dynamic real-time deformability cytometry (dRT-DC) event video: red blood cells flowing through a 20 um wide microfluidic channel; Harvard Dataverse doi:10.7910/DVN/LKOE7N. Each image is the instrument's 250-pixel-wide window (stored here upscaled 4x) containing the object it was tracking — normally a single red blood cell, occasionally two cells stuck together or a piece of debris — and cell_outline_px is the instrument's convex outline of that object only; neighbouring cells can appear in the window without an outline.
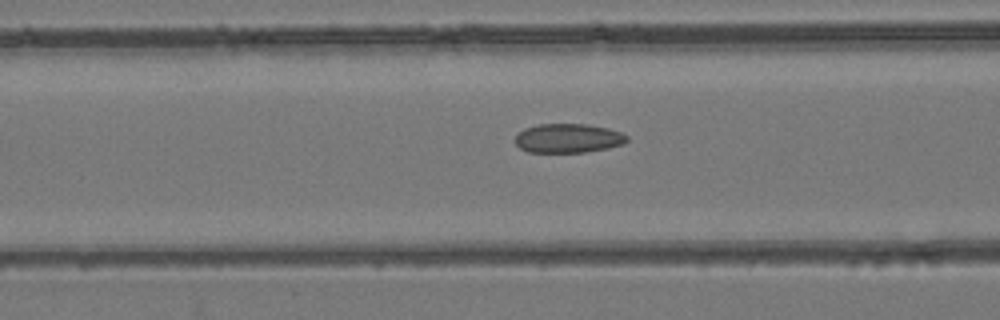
{"species": "common noctule bat (a hibernating species)", "species_latin": "Nyctalus noctula", "temperature_condition": "room temperature", "stored_images_in_passage": 44, "camera_frame_rate_fps": 3000, "um_per_image_px": 0.085, "animal": {"sex": "female", "body_mass_g": 24.6, "forearm_length_mm": 56.2}, "frame": {"image": 1, "passage_image": 13, "time_ms": 4.0, "image_size_px": [1000, 320], "cell_outline_px": [[628, 140], [624, 144], [608, 148], [584, 152], [528, 152], [520, 148], [516, 144], [516, 136], [524, 128], [540, 124], [588, 124], [608, 128], [620, 132], [628, 136]], "centroid_in_image_um": [48.31, 11.75], "position_along_channel_um": 118.3, "area_um2": 18.96}}
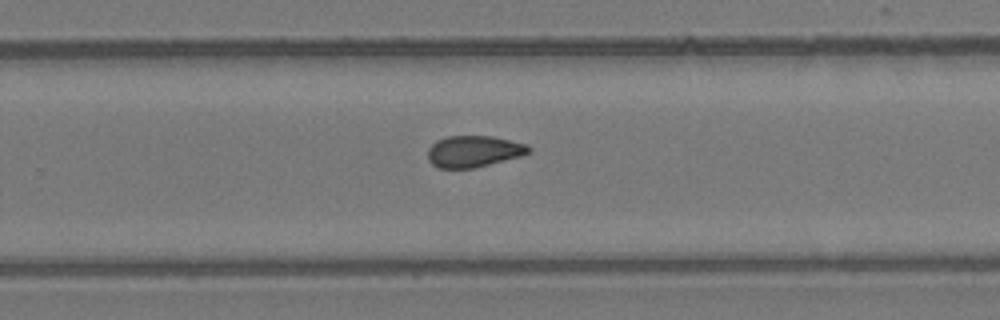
{"frame": {"image": 2, "passage_image": 26, "time_ms": 8.333, "image_size_px": [1000, 320], "cell_outline_px": [[532, 148], [528, 152], [520, 156], [476, 168], [440, 168], [432, 164], [428, 160], [428, 148], [436, 140], [444, 136], [492, 136], [528, 144]], "centroid_in_image_um": [40.25, 12.86], "position_along_channel_um": 289.6, "area_um2": 18.61}}
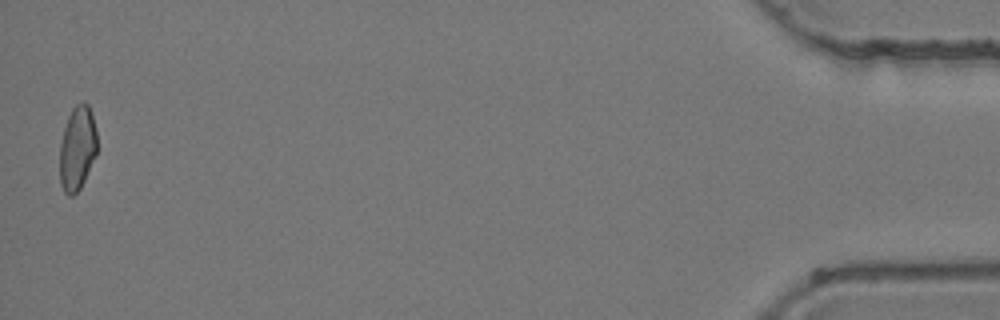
{"frame": {"image": 3, "passage_image": 44, "time_ms": 14.333, "image_size_px": [1000, 320], "cell_outline_px": [[96, 156], [80, 188], [72, 196], [68, 196], [64, 192], [60, 184], [60, 144], [64, 128], [68, 116], [72, 108], [76, 104], [84, 100], [88, 104], [92, 116], [96, 132]], "centroid_in_image_um": [6.56, 12.6], "position_along_channel_um": 428.6, "area_um2": 18.32}, "authors_computed_cell_mechanics": {"area_um2": 18.9584, "velocity_mm_per_s": 3.9597, "shape_relaxation_time_tau1_ms": null, "shape_relaxation_time_tau2_ms": 3.0739, "deformation_change_tau1": null, "deformation_change_tau2": 0.0823}}